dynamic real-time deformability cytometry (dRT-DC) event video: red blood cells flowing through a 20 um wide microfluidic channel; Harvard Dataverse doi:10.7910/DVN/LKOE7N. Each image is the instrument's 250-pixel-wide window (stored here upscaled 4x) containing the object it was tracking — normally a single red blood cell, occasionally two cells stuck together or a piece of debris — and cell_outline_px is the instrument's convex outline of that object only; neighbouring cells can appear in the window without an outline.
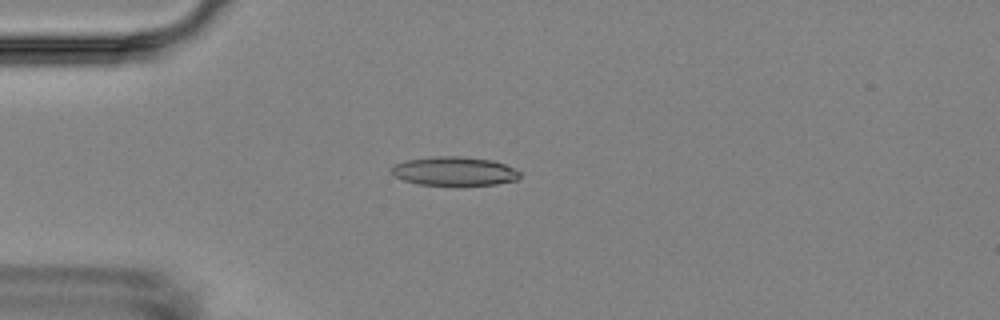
{"species": "Egyptian fruit bat (a non-hibernating species)", "species_latin": "Rousettus aegyptiacus", "temperature_condition": "room temperature", "stored_images_in_passage": 6, "camera_frame_rate_fps": 3000, "um_per_image_px": 0.085, "animal": {"sex": "female"}, "frame": {"image": 1, "passage_image": 5, "time_ms": 4.333, "image_size_px": [1000, 320], "cell_outline_px": [[520, 176], [516, 180], [496, 184], [460, 188], [456, 188], [420, 184], [404, 180], [388, 172], [396, 164], [408, 160], [432, 156], [464, 156], [492, 160], [504, 164], [520, 172]], "centroid_in_image_um": [38.63, 14.59], "position_along_channel_um": 46.4, "area_um2": 22.37}}